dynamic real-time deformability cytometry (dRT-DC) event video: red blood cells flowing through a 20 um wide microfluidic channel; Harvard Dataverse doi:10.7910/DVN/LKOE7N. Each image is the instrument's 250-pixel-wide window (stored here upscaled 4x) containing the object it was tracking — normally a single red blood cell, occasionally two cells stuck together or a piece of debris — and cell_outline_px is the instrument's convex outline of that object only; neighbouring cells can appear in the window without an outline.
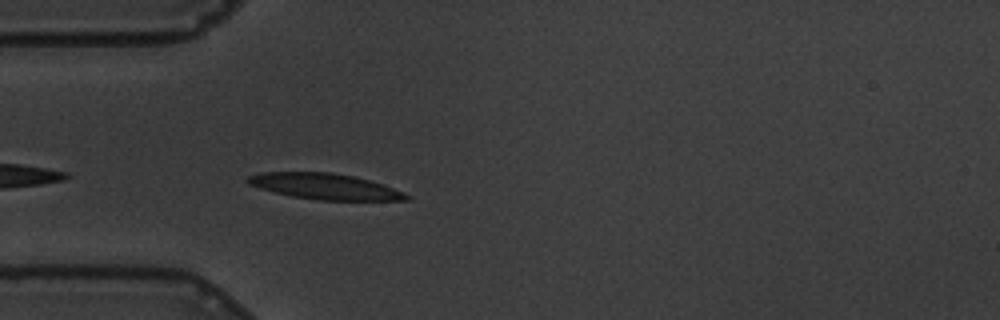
{"species": "common noctule bat (a hibernating species)", "species_latin": "Nyctalus noctula", "temperature_condition": "warm", "stored_images_in_passage": 7, "camera_frame_rate_fps": 3000, "um_per_image_px": 0.085, "animal": {"sex": "male", "body_mass_g": 19.5, "forearm_length_mm": 54.6}, "frame": {"image": 1, "passage_image": 3, "time_ms": 0.667, "image_size_px": [1000, 320], "cell_outline_px": [[412, 196], [408, 200], [320, 200], [292, 196], [260, 188], [248, 184], [244, 180], [248, 176], [264, 172], [332, 172], [352, 176], [384, 184], [404, 192]], "centroid_in_image_um": [27.63, 15.84], "position_along_channel_um": 57.4, "area_um2": 23.81}}
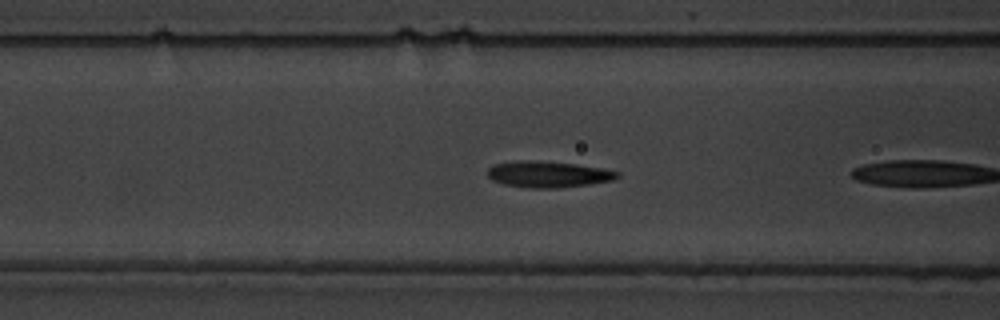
{"frame": {"image": 2, "passage_image": 6, "time_ms": 1.667, "image_size_px": [1000, 320], "cell_outline_px": [[620, 176], [612, 180], [588, 184], [560, 188], [532, 188], [504, 184], [492, 180], [488, 176], [488, 168], [496, 164], [516, 160], [532, 160], [576, 164], [604, 168], [620, 172]], "centroid_in_image_um": [46.61, 14.81], "position_along_channel_um": 120.0, "area_um2": 19.83}}